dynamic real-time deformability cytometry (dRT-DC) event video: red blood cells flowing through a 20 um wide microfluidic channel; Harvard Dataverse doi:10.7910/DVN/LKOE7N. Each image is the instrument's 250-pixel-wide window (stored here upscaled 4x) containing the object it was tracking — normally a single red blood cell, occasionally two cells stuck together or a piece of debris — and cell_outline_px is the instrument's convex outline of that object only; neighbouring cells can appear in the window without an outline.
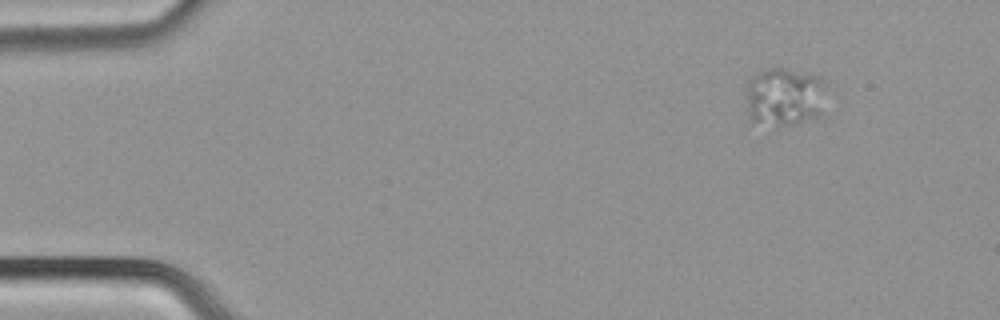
{"species": "common noctule bat (a hibernating species)", "species_latin": "Nyctalus noctula", "temperature_condition": "cold", "stored_images_in_passage": 46, "camera_frame_rate_fps": 3000, "um_per_image_px": 0.085, "animal": {"sex": "male", "body_mass_g": 21.5, "forearm_length_mm": 52.0}, "frame": {"image": 1, "passage_image": 1, "time_ms": 0.0, "image_size_px": [1000, 320], "cell_outline_px": [[828, 84], [820, 116], [784, 124], [776, 124], [752, 120], [748, 116], [744, 88], [748, 80], [756, 72], [776, 64], [820, 76], [828, 80]], "centroid_in_image_um": [66.68, 8.1], "position_along_channel_um": 18.3, "area_um2": 28.26}}
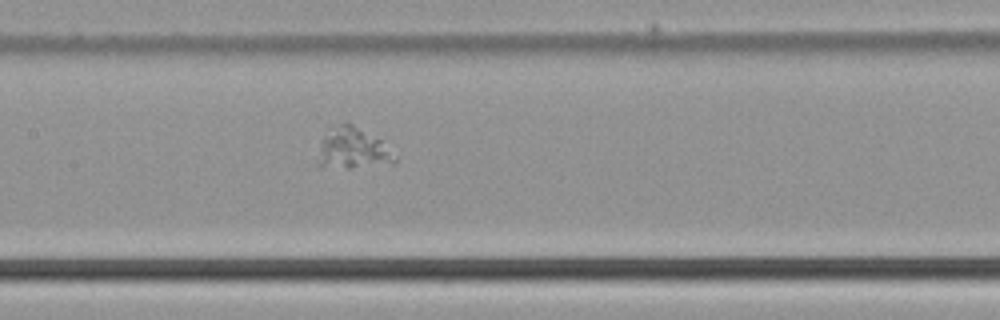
{"frame": {"image": 2, "passage_image": 20, "time_ms": 6.333, "image_size_px": [1000, 320], "cell_outline_px": [[396, 160], [392, 164], [352, 168], [320, 168], [316, 164], [320, 144], [328, 136], [348, 120], [380, 140], [396, 156]], "centroid_in_image_um": [30.0, 12.7], "position_along_channel_um": 177.4, "area_um2": 18.09}}
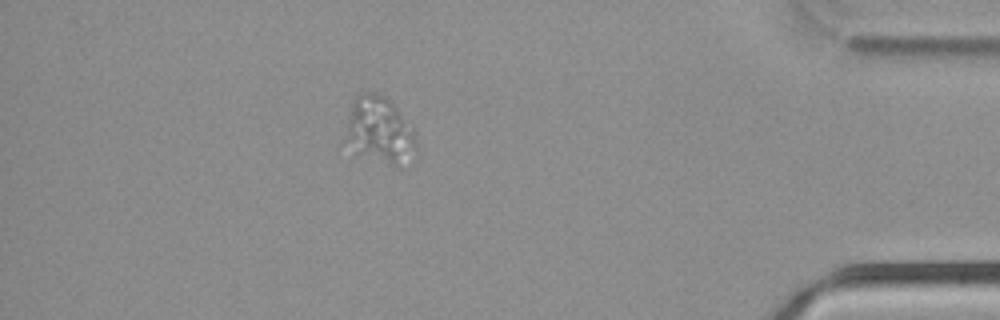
{"frame": {"image": 3, "passage_image": 40, "time_ms": 13.0, "image_size_px": [1000, 320], "cell_outline_px": [[416, 156], [404, 168], [396, 168], [360, 152], [344, 140], [348, 120], [352, 104], [356, 96], [360, 92], [372, 92], [384, 96], [416, 128]], "centroid_in_image_um": [32.37, 11.11], "position_along_channel_um": 402.8, "area_um2": 27.63}}